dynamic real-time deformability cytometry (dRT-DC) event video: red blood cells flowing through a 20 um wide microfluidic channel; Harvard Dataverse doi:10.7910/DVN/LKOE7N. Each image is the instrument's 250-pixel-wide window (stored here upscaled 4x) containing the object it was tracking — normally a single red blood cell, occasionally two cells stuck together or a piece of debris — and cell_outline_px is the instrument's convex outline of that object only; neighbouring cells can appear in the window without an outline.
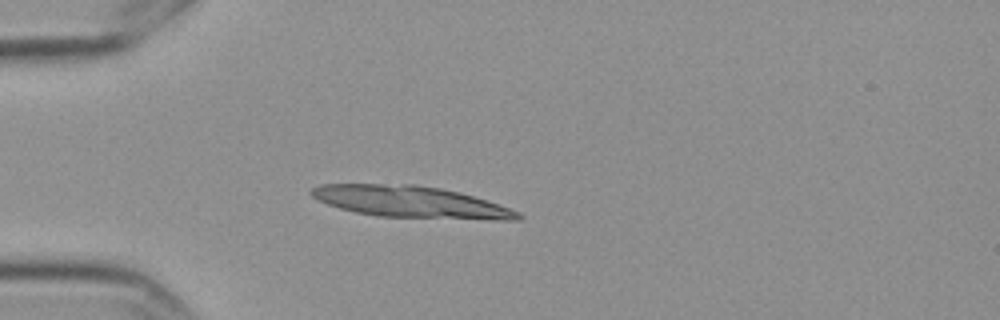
{"species": "Egyptian fruit bat (a non-hibernating species)", "species_latin": "Rousettus aegyptiacus", "temperature_condition": "cold", "stored_images_in_passage": 6, "segment_of_instrument_passage": [1, 2], "camera_frame_rate_fps": 3000, "um_per_image_px": 0.085, "frame": {"image": 1, "passage_image": 2, "time_ms": 0.333, "image_size_px": [1000, 320], "cell_outline_px": [[524, 216], [520, 220], [492, 220], [376, 216], [356, 212], [340, 208], [316, 200], [308, 192], [312, 188], [320, 184], [416, 184], [440, 188], [460, 192], [520, 212]], "centroid_in_image_um": [34.9, 17.16], "position_along_channel_um": 50.1, "area_um2": 38.09}}